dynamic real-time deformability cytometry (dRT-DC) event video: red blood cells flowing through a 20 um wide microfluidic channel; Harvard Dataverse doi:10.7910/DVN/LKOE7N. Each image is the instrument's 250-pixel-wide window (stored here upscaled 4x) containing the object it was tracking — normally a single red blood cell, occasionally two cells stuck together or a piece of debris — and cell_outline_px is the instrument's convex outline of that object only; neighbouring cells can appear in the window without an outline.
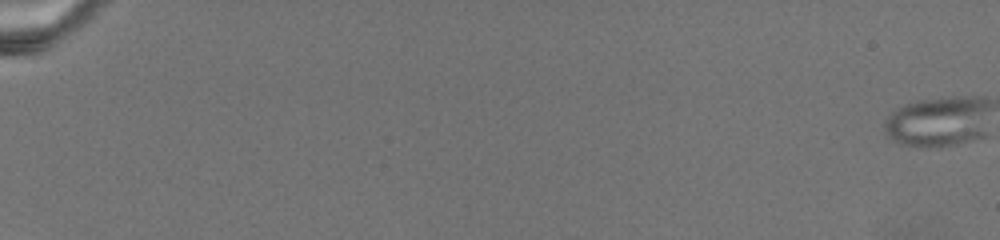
{"species": "common noctule bat (a hibernating species)", "species_latin": "Nyctalus noctula", "temperature_condition": "warm", "stored_images_in_passage": 81, "camera_frame_rate_fps": 3000, "um_per_image_px": 0.085, "animal": {"sex": "female", "body_mass_g": 19.5, "forearm_length_mm": 54.1}, "frame": {"image": 1, "passage_image": 1, "time_ms": 0.0, "image_size_px": [1000, 240], "cell_outline_px": [[984, 104], [964, 136], [956, 140], [940, 144], [912, 144], [896, 136], [888, 128], [888, 124], [892, 116], [904, 108], [916, 104], [940, 100], [976, 100]], "centroid_in_image_um": [79.47, 10.31], "position_along_channel_um": 5.5, "area_um2": 22.72}}
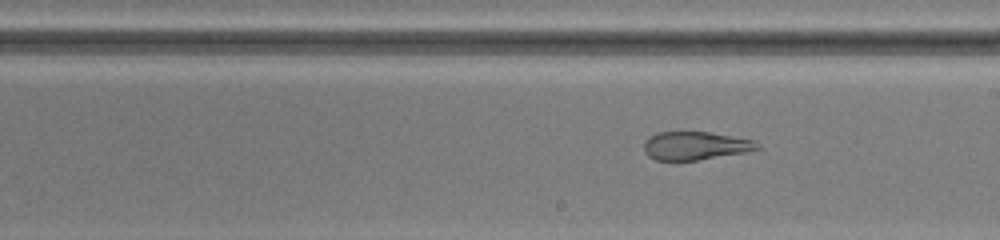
{"frame": {"image": 2, "passage_image": 51, "time_ms": 16.667, "image_size_px": [1000, 240], "cell_outline_px": [[760, 148], [744, 152], [696, 160], [656, 160], [648, 156], [644, 148], [644, 144], [648, 136], [660, 132], [708, 132], [752, 140]], "centroid_in_image_um": [59.03, 12.38], "position_along_channel_um": 230.0, "area_um2": 18.21}}
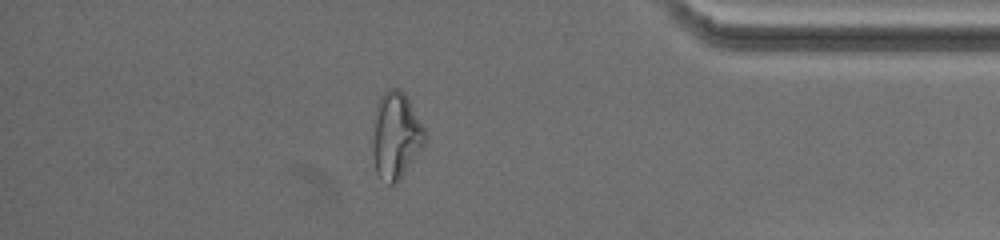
{"frame": {"image": 3, "passage_image": 72, "time_ms": 23.667, "image_size_px": [1000, 240], "cell_outline_px": [[428, 136], [424, 144], [396, 184], [388, 184], [376, 172], [372, 152], [372, 140], [376, 104], [380, 96], [388, 88], [396, 88], [404, 92], [424, 128]], "centroid_in_image_um": [33.63, 11.5], "position_along_channel_um": 401.6, "area_um2": 26.24}}